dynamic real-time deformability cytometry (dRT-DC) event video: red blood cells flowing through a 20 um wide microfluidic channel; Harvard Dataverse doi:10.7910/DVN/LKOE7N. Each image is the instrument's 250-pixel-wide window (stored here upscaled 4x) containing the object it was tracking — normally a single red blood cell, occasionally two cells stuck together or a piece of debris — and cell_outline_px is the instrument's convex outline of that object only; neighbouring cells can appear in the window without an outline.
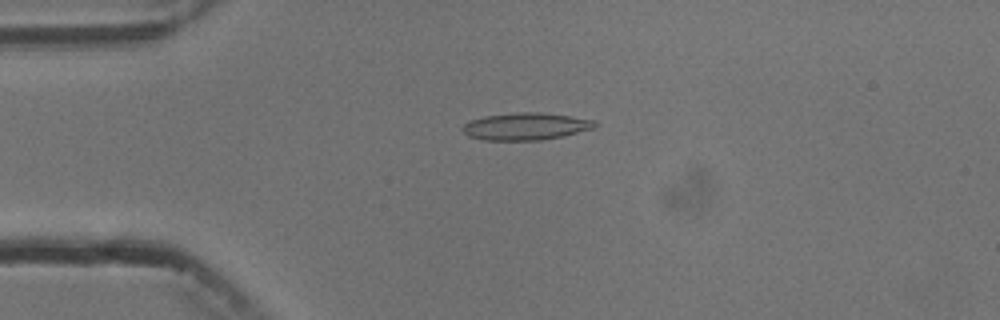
{"species": "common noctule bat (a hibernating species)", "species_latin": "Nyctalus noctula", "temperature_condition": "cold", "stored_images_in_passage": 4, "camera_frame_rate_fps": 3000, "um_per_image_px": 0.085, "animal": {"sex": "male", "body_mass_g": 13.3}, "frame": {"image": 1, "passage_image": 3, "time_ms": 2.333, "image_size_px": [1000, 320], "cell_outline_px": [[600, 124], [596, 128], [564, 136], [540, 140], [484, 140], [468, 136], [460, 128], [468, 120], [484, 116], [516, 112], [540, 112], [596, 120]], "centroid_in_image_um": [44.71, 10.74], "position_along_channel_um": 40.3, "area_um2": 21.27}}